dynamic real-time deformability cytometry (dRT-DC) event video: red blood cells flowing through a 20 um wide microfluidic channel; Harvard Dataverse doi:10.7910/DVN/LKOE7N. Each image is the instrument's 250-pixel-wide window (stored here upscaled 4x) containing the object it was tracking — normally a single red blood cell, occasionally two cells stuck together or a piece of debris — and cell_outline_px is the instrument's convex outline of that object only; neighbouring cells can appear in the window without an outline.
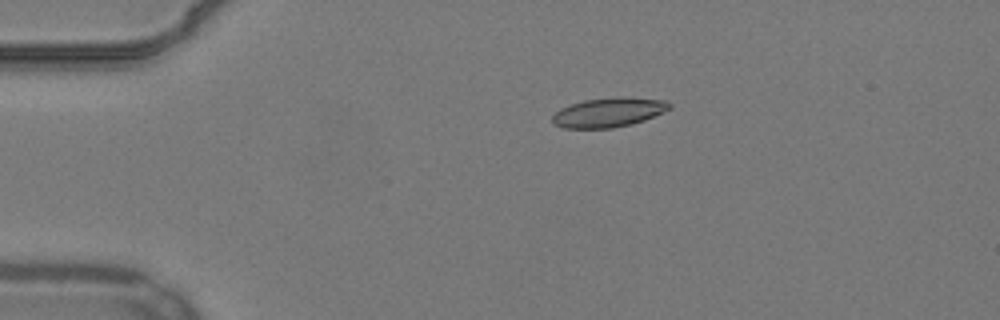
{"species": "common noctule bat (a hibernating species)", "species_latin": "Nyctalus noctula", "temperature_condition": "warm", "stored_images_in_passage": 44, "camera_frame_rate_fps": 3000, "um_per_image_px": 0.085, "animal": {"sex": "male", "body_mass_g": 19.2, "forearm_length_mm": 51.8}, "frame": {"image": 1, "passage_image": 1, "time_ms": 0.0, "image_size_px": [1000, 320], "cell_outline_px": [[672, 108], [644, 120], [632, 124], [612, 128], [564, 128], [552, 124], [552, 116], [560, 108], [584, 100], [668, 100], [672, 104]], "centroid_in_image_um": [51.67, 9.62], "position_along_channel_um": 33.3, "area_um2": 19.02}}
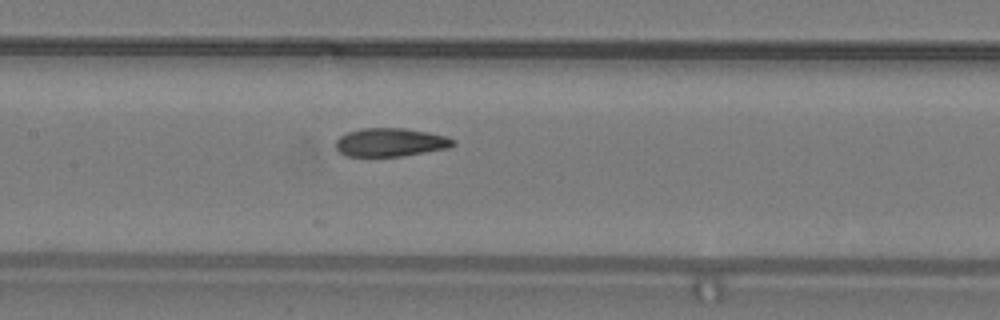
{"frame": {"image": 2, "passage_image": 16, "time_ms": 5.0, "image_size_px": [1000, 320], "cell_outline_px": [[456, 144], [448, 148], [400, 156], [344, 156], [336, 148], [336, 140], [340, 136], [348, 132], [360, 128], [404, 128], [428, 132], [444, 136], [456, 140]], "centroid_in_image_um": [33.18, 12.09], "position_along_channel_um": 174.2, "area_um2": 19.36}}
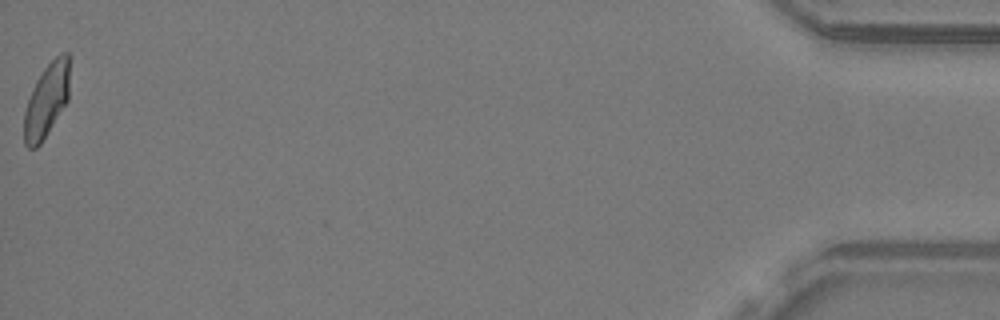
{"frame": {"image": 3, "passage_image": 44, "time_ms": 14.333, "image_size_px": [1000, 320], "cell_outline_px": [[68, 100], [40, 144], [36, 148], [28, 148], [24, 144], [24, 112], [32, 88], [36, 80], [44, 68], [60, 52], [68, 52]], "centroid_in_image_um": [3.94, 8.53], "position_along_channel_um": 431.3, "area_um2": 19.25}, "authors_computed_cell_mechanics": {"area_um2": 19.941, "velocity_mm_per_s": 3.8302, "shape_relaxation_time_tau1_ms": 7.2608, "shape_relaxation_time_tau2_ms": 1.3538, "deformation_change_tau1": 0.1752, "deformation_change_tau2": 0.069}}